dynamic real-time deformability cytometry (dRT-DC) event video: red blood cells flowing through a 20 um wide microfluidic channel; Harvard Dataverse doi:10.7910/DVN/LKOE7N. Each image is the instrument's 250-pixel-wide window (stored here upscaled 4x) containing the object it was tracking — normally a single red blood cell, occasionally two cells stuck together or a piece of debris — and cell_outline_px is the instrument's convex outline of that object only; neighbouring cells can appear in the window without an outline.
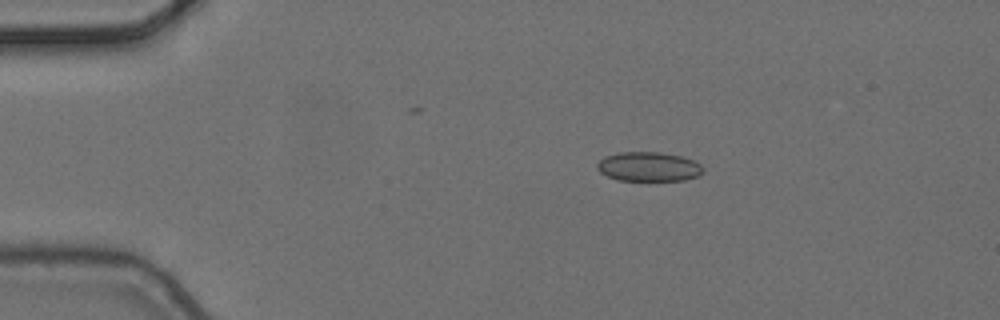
{"species": "common noctule bat (a hibernating species)", "species_latin": "Nyctalus noctula", "temperature_condition": "cold", "stored_images_in_passage": 9, "camera_frame_rate_fps": 3000, "um_per_image_px": 0.085, "animal": {"sex": "female", "body_mass_g": 24.6, "forearm_length_mm": 56.2}, "frame": {"image": 1, "passage_image": 3, "time_ms": 0.667, "image_size_px": [1000, 320], "cell_outline_px": [[704, 172], [700, 176], [684, 180], [616, 180], [600, 172], [596, 168], [596, 164], [604, 156], [620, 152], [660, 152], [680, 156], [696, 160], [704, 168]], "centroid_in_image_um": [55.16, 14.16], "position_along_channel_um": 29.8, "area_um2": 18.32}}
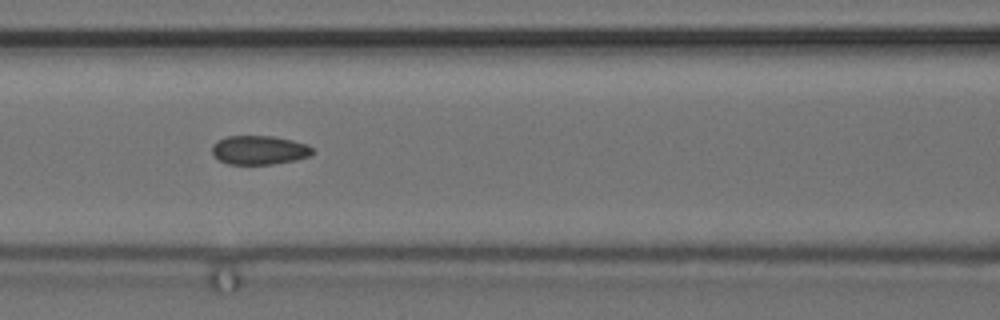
{"frame": {"image": 2, "passage_image": 7, "time_ms": 2.0, "image_size_px": [1000, 320], "cell_outline_px": [[316, 152], [308, 156], [296, 160], [272, 164], [228, 164], [212, 156], [212, 144], [216, 140], [228, 136], [272, 136], [292, 140], [308, 144]], "centroid_in_image_um": [22.02, 12.75], "position_along_channel_um": 144.6, "area_um2": 17.11}}
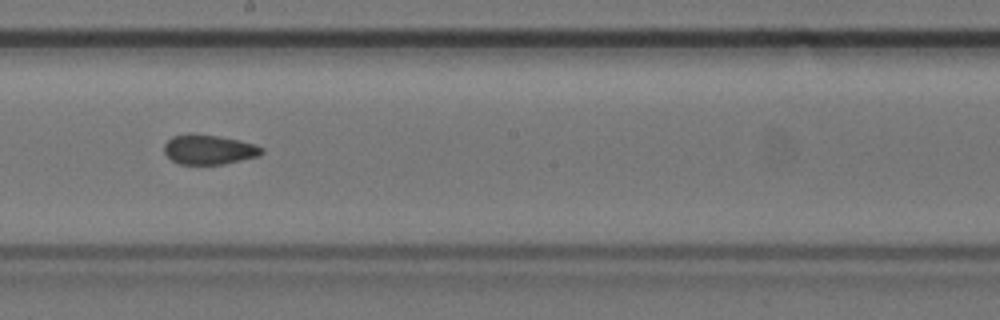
{"frame": {"image": 3, "passage_image": 9, "time_ms": 2.667, "image_size_px": [1000, 320], "cell_outline_px": [[264, 152], [260, 156], [224, 164], [180, 164], [172, 160], [164, 152], [164, 144], [172, 136], [220, 136], [240, 140], [256, 144], [264, 148]], "centroid_in_image_um": [17.84, 12.74], "position_along_channel_um": 230.4, "area_um2": 16.53}}